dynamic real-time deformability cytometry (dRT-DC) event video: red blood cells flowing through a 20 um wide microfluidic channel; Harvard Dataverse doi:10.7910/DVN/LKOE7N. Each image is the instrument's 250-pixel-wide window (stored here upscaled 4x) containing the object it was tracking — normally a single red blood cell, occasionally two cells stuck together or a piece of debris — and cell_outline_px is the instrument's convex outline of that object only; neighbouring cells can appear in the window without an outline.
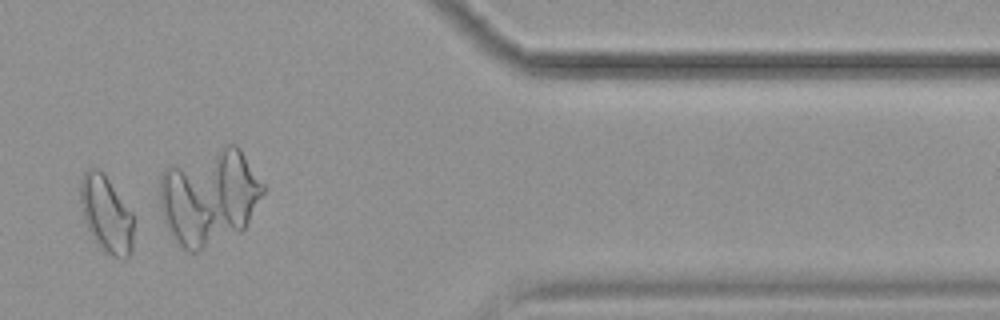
{"species": "common noctule bat (a hibernating species)", "species_latin": "Nyctalus noctula", "temperature_condition": "cold", "stored_images_in_passage": 14, "camera_frame_rate_fps": 3000, "um_per_image_px": 0.085, "animal": {"sex": "female", "body_mass_g": 19.9}, "frame": {"image": 1, "passage_image": 12, "time_ms": 14.667, "image_size_px": [1000, 320], "cell_outline_px": [[132, 252], [124, 260], [112, 256], [104, 252], [96, 244], [84, 220], [80, 204], [80, 180], [84, 172], [88, 168], [100, 168], [132, 212]], "centroid_in_image_um": [9.01, 18.21], "position_along_channel_um": 402.4, "area_um2": 23.93}}